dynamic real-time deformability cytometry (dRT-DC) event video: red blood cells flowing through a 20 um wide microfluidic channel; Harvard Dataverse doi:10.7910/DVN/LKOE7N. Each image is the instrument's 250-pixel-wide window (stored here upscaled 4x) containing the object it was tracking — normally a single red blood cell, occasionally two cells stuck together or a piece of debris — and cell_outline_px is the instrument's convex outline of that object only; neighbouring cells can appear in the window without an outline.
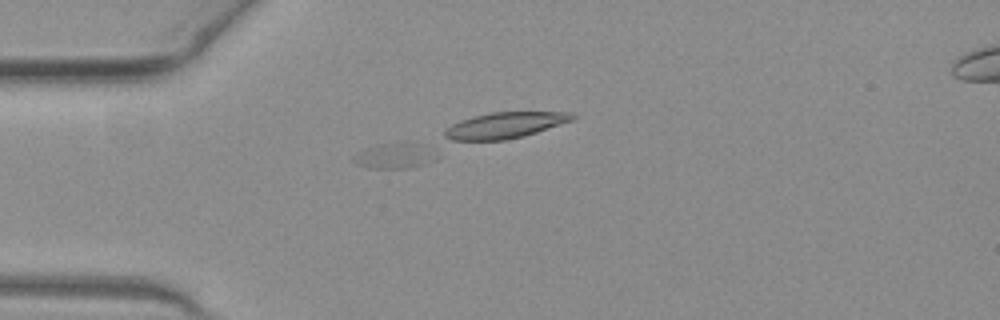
{"species": "common noctule bat (a hibernating species)", "species_latin": "Nyctalus noctula", "temperature_condition": "warm", "stored_images_in_passage": 27, "camera_frame_rate_fps": 3000, "um_per_image_px": 0.085, "animal": {"sex": "female", "body_mass_g": 19.3, "forearm_length_mm": 54.1}, "frame": {"image": 1, "passage_image": 1, "time_ms": 0.0, "image_size_px": [1000, 320], "cell_outline_px": [[436, 160], [412, 168], [368, 168], [356, 164], [352, 160], [352, 156], [376, 144], [408, 144]], "centroid_in_image_um": [33.27, 13.33], "position_along_channel_um": 51.7, "area_um2": 10.87}}
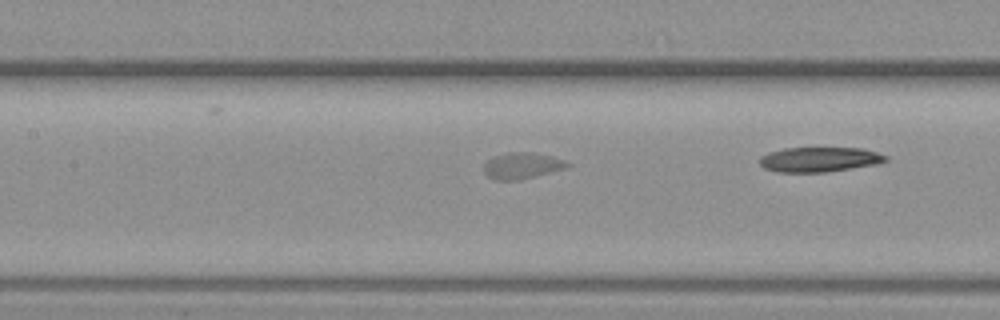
{"frame": {"image": 2, "passage_image": 10, "time_ms": 3.0, "image_size_px": [1000, 320], "cell_outline_px": [[572, 164], [564, 168], [516, 180], [496, 180], [488, 176], [484, 172], [484, 164], [492, 156], [508, 152], [532, 152], [552, 156], [564, 160]], "centroid_in_image_um": [44.33, 14.06], "position_along_channel_um": 163.1, "area_um2": 12.54}}
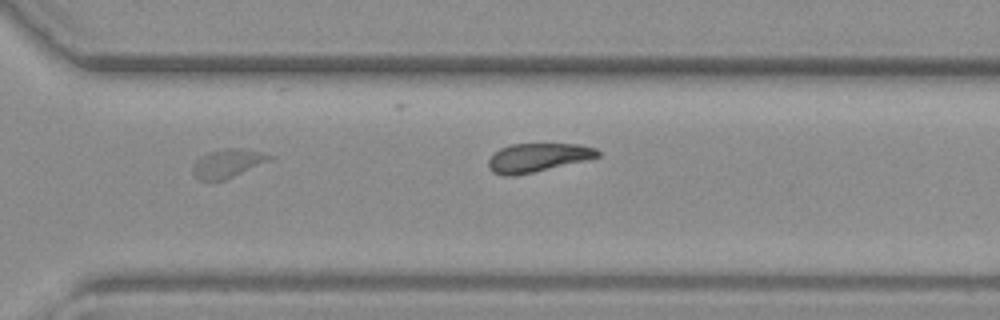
{"frame": {"image": 3, "passage_image": 24, "time_ms": 7.667, "image_size_px": [1000, 320], "cell_outline_px": [[276, 156], [272, 160], [224, 180], [200, 180], [192, 172], [192, 164], [200, 156], [208, 152], [224, 148], [240, 148], [264, 152]], "centroid_in_image_um": [19.38, 13.86], "position_along_channel_um": 351.2, "area_um2": 12.95}}